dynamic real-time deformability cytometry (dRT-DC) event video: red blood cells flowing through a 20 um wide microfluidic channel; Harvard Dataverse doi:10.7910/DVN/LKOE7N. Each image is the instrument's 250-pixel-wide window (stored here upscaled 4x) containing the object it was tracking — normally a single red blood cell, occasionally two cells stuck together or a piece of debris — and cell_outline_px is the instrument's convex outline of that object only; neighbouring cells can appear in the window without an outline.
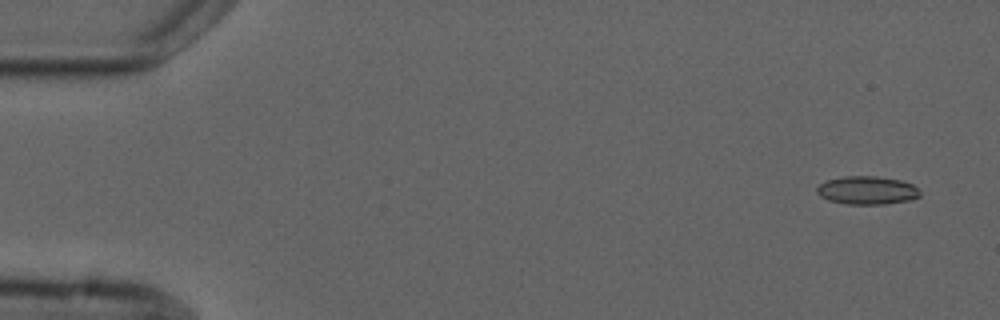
{"species": "common noctule bat (a hibernating species)", "species_latin": "Nyctalus noctula", "temperature_condition": "cold", "stored_images_in_passage": 5, "camera_frame_rate_fps": 3000, "um_per_image_px": 0.085, "animal": {"sex": "male", "forearm_length_mm": 52.5}, "frame": {"image": 1, "passage_image": 1, "time_ms": 0.0, "image_size_px": [1000, 320], "cell_outline_px": [[920, 196], [908, 200], [884, 204], [848, 204], [828, 200], [820, 196], [816, 192], [816, 188], [824, 180], [844, 176], [876, 176], [900, 180], [912, 184], [920, 192]], "centroid_in_image_um": [73.66, 16.17], "position_along_channel_um": 11.3, "area_um2": 16.94}}
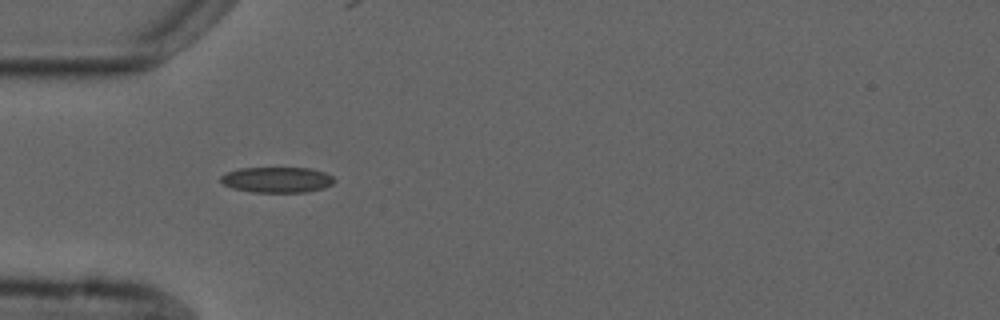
{"frame": {"image": 2, "passage_image": 4, "time_ms": 4.667, "image_size_px": [1000, 320], "cell_outline_px": [[336, 180], [332, 184], [324, 188], [308, 192], [252, 192], [232, 188], [224, 184], [220, 180], [220, 176], [228, 172], [240, 168], [308, 168], [324, 172], [332, 176]], "centroid_in_image_um": [23.56, 15.28], "position_along_channel_um": 61.4, "area_um2": 16.94}}
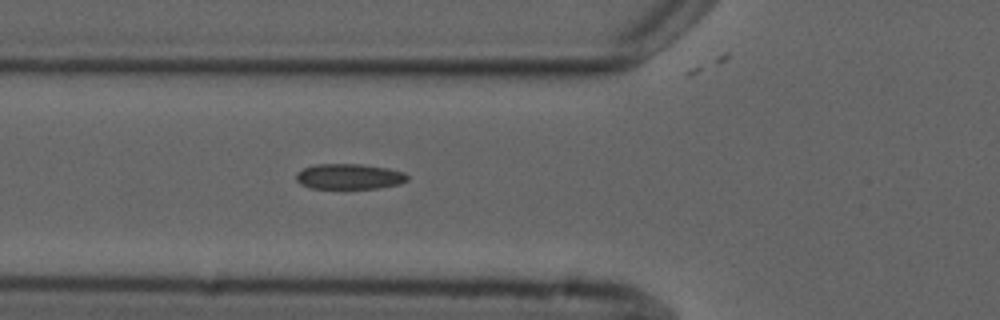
{"frame": {"image": 3, "passage_image": 5, "time_ms": 5.667, "image_size_px": [1000, 320], "cell_outline_px": [[408, 180], [400, 184], [380, 188], [312, 188], [300, 184], [296, 180], [296, 172], [304, 168], [316, 164], [360, 164], [388, 168], [404, 172], [408, 176]], "centroid_in_image_um": [29.69, 15.0], "position_along_channel_um": 96.1, "area_um2": 16.53}}